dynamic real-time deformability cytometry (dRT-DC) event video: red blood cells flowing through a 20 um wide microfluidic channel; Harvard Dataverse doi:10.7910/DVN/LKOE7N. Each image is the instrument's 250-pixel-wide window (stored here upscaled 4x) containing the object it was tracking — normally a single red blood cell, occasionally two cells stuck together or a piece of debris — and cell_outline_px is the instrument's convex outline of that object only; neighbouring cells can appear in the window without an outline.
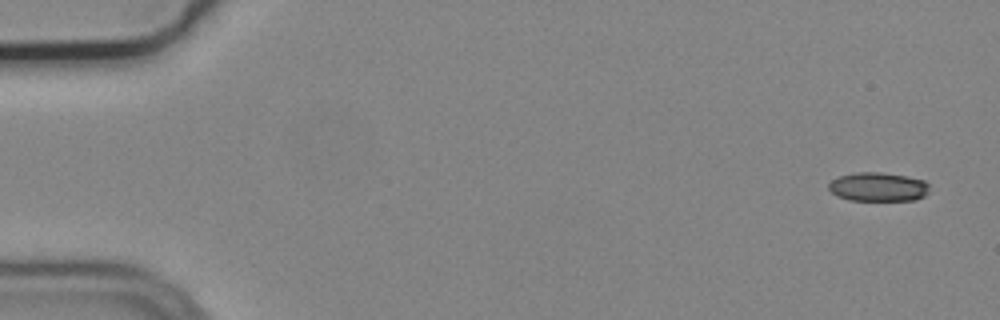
{"species": "common noctule bat (a hibernating species)", "species_latin": "Nyctalus noctula", "temperature_condition": "cold", "stored_images_in_passage": 5, "camera_frame_rate_fps": 3000, "um_per_image_px": 0.085, "animal": {"sex": "male", "body_mass_g": 19.2, "forearm_length_mm": 51.8}, "frame": {"image": 1, "passage_image": 1, "time_ms": 0.0, "image_size_px": [1000, 320], "cell_outline_px": [[928, 192], [924, 196], [916, 200], [848, 200], [836, 196], [828, 188], [828, 184], [832, 180], [840, 176], [856, 172], [880, 172], [904, 176], [924, 180], [928, 184]], "centroid_in_image_um": [74.62, 15.89], "position_along_channel_um": 10.4, "area_um2": 16.94}}
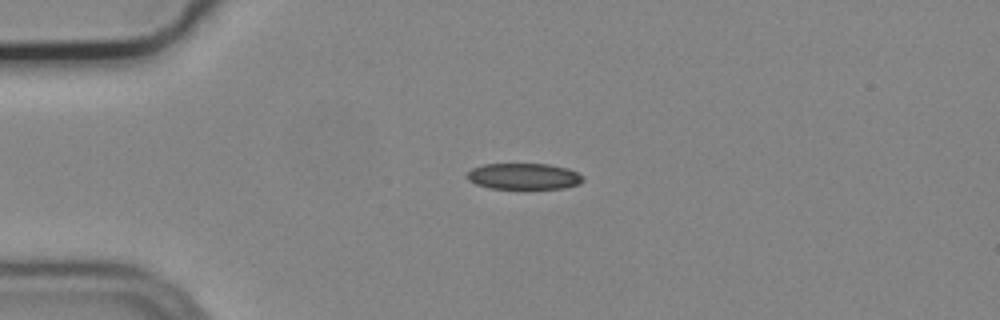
{"frame": {"image": 2, "passage_image": 3, "time_ms": 0.667, "image_size_px": [1000, 320], "cell_outline_px": [[584, 180], [580, 184], [564, 188], [488, 188], [476, 184], [468, 180], [464, 176], [472, 168], [484, 164], [548, 164], [568, 168], [584, 176]], "centroid_in_image_um": [44.52, 14.98], "position_along_channel_um": 40.5, "area_um2": 17.74}}
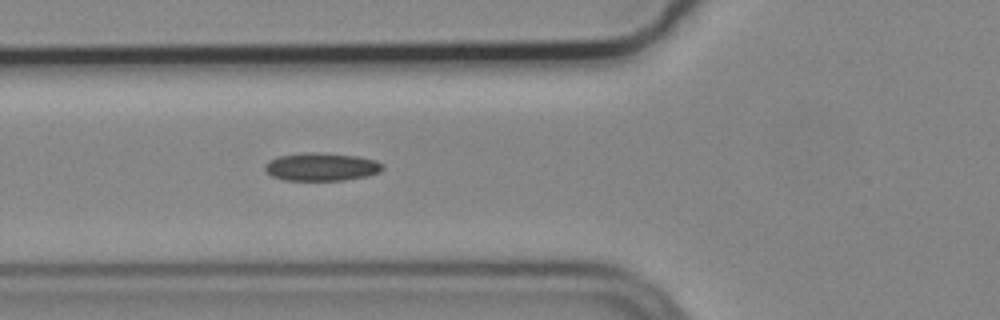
{"frame": {"image": 3, "passage_image": 5, "time_ms": 1.333, "image_size_px": [1000, 320], "cell_outline_px": [[384, 168], [380, 172], [368, 176], [344, 180], [284, 180], [272, 176], [264, 168], [272, 160], [280, 156], [304, 152], [312, 152], [360, 156], [376, 160], [384, 164]], "centroid_in_image_um": [27.41, 14.18], "position_along_channel_um": 98.4, "area_um2": 19.13}}